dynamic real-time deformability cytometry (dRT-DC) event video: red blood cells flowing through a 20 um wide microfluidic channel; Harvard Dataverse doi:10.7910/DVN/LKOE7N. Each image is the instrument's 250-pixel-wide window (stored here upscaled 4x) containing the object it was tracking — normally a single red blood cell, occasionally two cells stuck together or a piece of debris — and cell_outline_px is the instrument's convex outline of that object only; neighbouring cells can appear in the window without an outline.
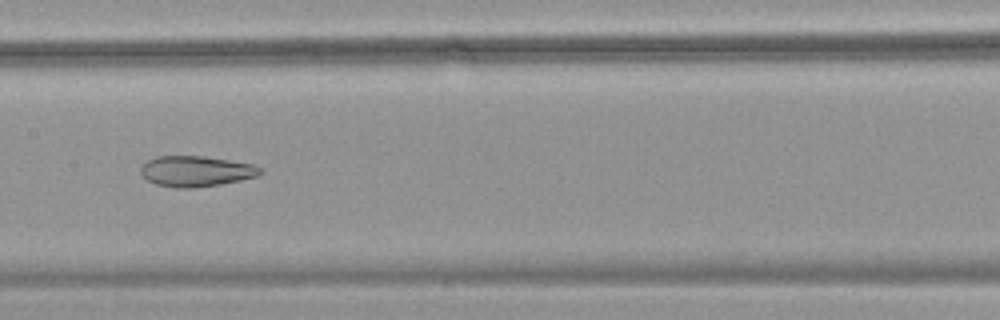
{"species": "common noctule bat (a hibernating species)", "species_latin": "Nyctalus noctula", "temperature_condition": "warm", "stored_images_in_passage": 48, "camera_frame_rate_fps": 3000, "um_per_image_px": 0.085, "animal": {"sex": "female", "body_mass_g": 18.4}, "frame": {"image": 1, "passage_image": 21, "time_ms": 6.667, "image_size_px": [1000, 320], "cell_outline_px": [[264, 172], [256, 176], [240, 180], [220, 184], [196, 188], [176, 188], [156, 184], [148, 180], [140, 172], [140, 168], [148, 160], [156, 156], [204, 156], [252, 164], [264, 168]], "centroid_in_image_um": [16.68, 14.55], "position_along_channel_um": 190.7, "area_um2": 21.33}}
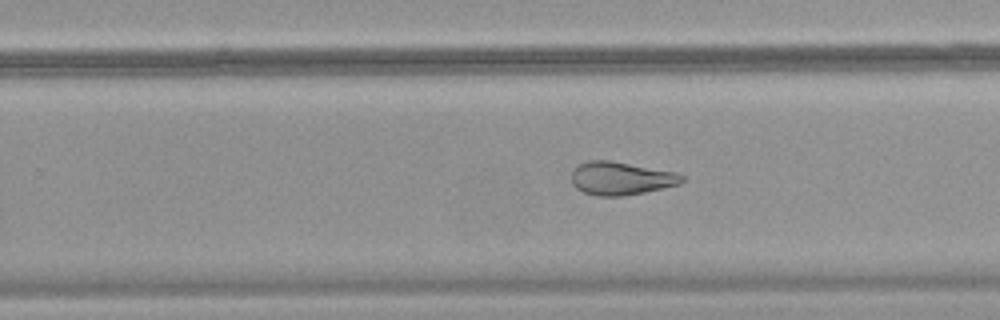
{"frame": {"image": 2, "passage_image": 28, "time_ms": 9.0, "image_size_px": [1000, 320], "cell_outline_px": [[684, 180], [680, 184], [664, 188], [624, 196], [596, 196], [584, 192], [576, 188], [572, 184], [572, 172], [580, 164], [588, 160], [608, 160], [676, 172], [684, 176]], "centroid_in_image_um": [52.79, 15.17], "position_along_channel_um": 277.0, "area_um2": 21.27}}
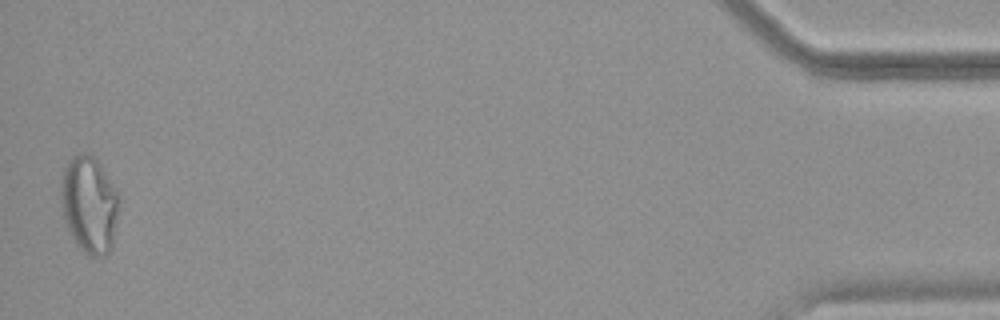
{"frame": {"image": 3, "passage_image": 47, "time_ms": 15.333, "image_size_px": [1000, 320], "cell_outline_px": [[120, 200], [112, 248], [104, 256], [92, 256], [80, 248], [76, 244], [68, 228], [64, 216], [60, 200], [60, 184], [64, 168], [68, 160], [72, 156], [80, 152], [84, 152], [92, 156], [100, 164], [120, 192]], "centroid_in_image_um": [7.61, 17.35], "position_along_channel_um": 427.6, "area_um2": 33.18}, "authors_computed_cell_mechanics": {"area_um2": 27.166, "velocity_mm_per_s": 3.7231, "shape_relaxation_time_tau1_ms": null, "shape_relaxation_time_tau2_ms": 3.6619, "deformation_change_tau1": null, "deformation_change_tau2": 0.119}}